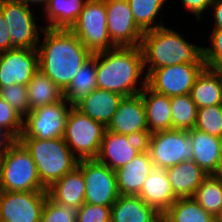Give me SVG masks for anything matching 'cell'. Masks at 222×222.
Listing matches in <instances>:
<instances>
[{
  "instance_id": "obj_32",
  "label": "cell",
  "mask_w": 222,
  "mask_h": 222,
  "mask_svg": "<svg viewBox=\"0 0 222 222\" xmlns=\"http://www.w3.org/2000/svg\"><path fill=\"white\" fill-rule=\"evenodd\" d=\"M166 1L167 0H127L135 22L143 32L164 26L163 20L157 22L156 18L158 17L157 15L160 14L159 12Z\"/></svg>"
},
{
  "instance_id": "obj_41",
  "label": "cell",
  "mask_w": 222,
  "mask_h": 222,
  "mask_svg": "<svg viewBox=\"0 0 222 222\" xmlns=\"http://www.w3.org/2000/svg\"><path fill=\"white\" fill-rule=\"evenodd\" d=\"M13 48L14 47L12 46L9 36L7 22L5 21V18L0 11V52L8 51Z\"/></svg>"
},
{
  "instance_id": "obj_28",
  "label": "cell",
  "mask_w": 222,
  "mask_h": 222,
  "mask_svg": "<svg viewBox=\"0 0 222 222\" xmlns=\"http://www.w3.org/2000/svg\"><path fill=\"white\" fill-rule=\"evenodd\" d=\"M30 110L56 103L63 98V91L40 69L27 83Z\"/></svg>"
},
{
  "instance_id": "obj_5",
  "label": "cell",
  "mask_w": 222,
  "mask_h": 222,
  "mask_svg": "<svg viewBox=\"0 0 222 222\" xmlns=\"http://www.w3.org/2000/svg\"><path fill=\"white\" fill-rule=\"evenodd\" d=\"M0 187L10 192L47 191L29 151L19 140L0 155Z\"/></svg>"
},
{
  "instance_id": "obj_20",
  "label": "cell",
  "mask_w": 222,
  "mask_h": 222,
  "mask_svg": "<svg viewBox=\"0 0 222 222\" xmlns=\"http://www.w3.org/2000/svg\"><path fill=\"white\" fill-rule=\"evenodd\" d=\"M111 222H162V214L138 195H120L111 206Z\"/></svg>"
},
{
  "instance_id": "obj_45",
  "label": "cell",
  "mask_w": 222,
  "mask_h": 222,
  "mask_svg": "<svg viewBox=\"0 0 222 222\" xmlns=\"http://www.w3.org/2000/svg\"><path fill=\"white\" fill-rule=\"evenodd\" d=\"M215 175H217V176H219V177L222 178V149H221V161H220V165H219V168H218L217 173H216Z\"/></svg>"
},
{
  "instance_id": "obj_16",
  "label": "cell",
  "mask_w": 222,
  "mask_h": 222,
  "mask_svg": "<svg viewBox=\"0 0 222 222\" xmlns=\"http://www.w3.org/2000/svg\"><path fill=\"white\" fill-rule=\"evenodd\" d=\"M38 69L37 49L13 48L0 52V88L27 85Z\"/></svg>"
},
{
  "instance_id": "obj_4",
  "label": "cell",
  "mask_w": 222,
  "mask_h": 222,
  "mask_svg": "<svg viewBox=\"0 0 222 222\" xmlns=\"http://www.w3.org/2000/svg\"><path fill=\"white\" fill-rule=\"evenodd\" d=\"M35 162L42 185L48 189L78 165L63 137L54 139L19 138Z\"/></svg>"
},
{
  "instance_id": "obj_44",
  "label": "cell",
  "mask_w": 222,
  "mask_h": 222,
  "mask_svg": "<svg viewBox=\"0 0 222 222\" xmlns=\"http://www.w3.org/2000/svg\"><path fill=\"white\" fill-rule=\"evenodd\" d=\"M18 2H22L23 4H25L26 6H29L30 4H34V5H37V4H42L43 5V8L44 9L47 4L49 3L50 0H16Z\"/></svg>"
},
{
  "instance_id": "obj_43",
  "label": "cell",
  "mask_w": 222,
  "mask_h": 222,
  "mask_svg": "<svg viewBox=\"0 0 222 222\" xmlns=\"http://www.w3.org/2000/svg\"><path fill=\"white\" fill-rule=\"evenodd\" d=\"M14 139L0 128V155L9 147Z\"/></svg>"
},
{
  "instance_id": "obj_7",
  "label": "cell",
  "mask_w": 222,
  "mask_h": 222,
  "mask_svg": "<svg viewBox=\"0 0 222 222\" xmlns=\"http://www.w3.org/2000/svg\"><path fill=\"white\" fill-rule=\"evenodd\" d=\"M106 17V0H87L70 28L92 54L116 47L109 38Z\"/></svg>"
},
{
  "instance_id": "obj_24",
  "label": "cell",
  "mask_w": 222,
  "mask_h": 222,
  "mask_svg": "<svg viewBox=\"0 0 222 222\" xmlns=\"http://www.w3.org/2000/svg\"><path fill=\"white\" fill-rule=\"evenodd\" d=\"M140 95L145 107L149 133L173 129L170 97L153 91L147 85Z\"/></svg>"
},
{
  "instance_id": "obj_39",
  "label": "cell",
  "mask_w": 222,
  "mask_h": 222,
  "mask_svg": "<svg viewBox=\"0 0 222 222\" xmlns=\"http://www.w3.org/2000/svg\"><path fill=\"white\" fill-rule=\"evenodd\" d=\"M76 222H111V206L84 203L78 210Z\"/></svg>"
},
{
  "instance_id": "obj_21",
  "label": "cell",
  "mask_w": 222,
  "mask_h": 222,
  "mask_svg": "<svg viewBox=\"0 0 222 222\" xmlns=\"http://www.w3.org/2000/svg\"><path fill=\"white\" fill-rule=\"evenodd\" d=\"M122 98L123 96L119 93L96 88L79 101L75 107L107 127Z\"/></svg>"
},
{
  "instance_id": "obj_12",
  "label": "cell",
  "mask_w": 222,
  "mask_h": 222,
  "mask_svg": "<svg viewBox=\"0 0 222 222\" xmlns=\"http://www.w3.org/2000/svg\"><path fill=\"white\" fill-rule=\"evenodd\" d=\"M85 182V203L112 206L120 196L116 173L96 159L79 160Z\"/></svg>"
},
{
  "instance_id": "obj_27",
  "label": "cell",
  "mask_w": 222,
  "mask_h": 222,
  "mask_svg": "<svg viewBox=\"0 0 222 222\" xmlns=\"http://www.w3.org/2000/svg\"><path fill=\"white\" fill-rule=\"evenodd\" d=\"M87 0H50L43 9L44 17L49 23L44 28L67 29L76 23Z\"/></svg>"
},
{
  "instance_id": "obj_35",
  "label": "cell",
  "mask_w": 222,
  "mask_h": 222,
  "mask_svg": "<svg viewBox=\"0 0 222 222\" xmlns=\"http://www.w3.org/2000/svg\"><path fill=\"white\" fill-rule=\"evenodd\" d=\"M78 207L60 205L46 197L40 222H76Z\"/></svg>"
},
{
  "instance_id": "obj_37",
  "label": "cell",
  "mask_w": 222,
  "mask_h": 222,
  "mask_svg": "<svg viewBox=\"0 0 222 222\" xmlns=\"http://www.w3.org/2000/svg\"><path fill=\"white\" fill-rule=\"evenodd\" d=\"M0 128L14 140L22 134L23 117L4 99L0 97Z\"/></svg>"
},
{
  "instance_id": "obj_19",
  "label": "cell",
  "mask_w": 222,
  "mask_h": 222,
  "mask_svg": "<svg viewBox=\"0 0 222 222\" xmlns=\"http://www.w3.org/2000/svg\"><path fill=\"white\" fill-rule=\"evenodd\" d=\"M138 196L161 214L178 199L172 190L166 169L155 167L143 182Z\"/></svg>"
},
{
  "instance_id": "obj_23",
  "label": "cell",
  "mask_w": 222,
  "mask_h": 222,
  "mask_svg": "<svg viewBox=\"0 0 222 222\" xmlns=\"http://www.w3.org/2000/svg\"><path fill=\"white\" fill-rule=\"evenodd\" d=\"M85 182L77 165L47 189L48 196L60 205L80 208L85 203Z\"/></svg>"
},
{
  "instance_id": "obj_30",
  "label": "cell",
  "mask_w": 222,
  "mask_h": 222,
  "mask_svg": "<svg viewBox=\"0 0 222 222\" xmlns=\"http://www.w3.org/2000/svg\"><path fill=\"white\" fill-rule=\"evenodd\" d=\"M162 222H215L193 197L178 198L163 214Z\"/></svg>"
},
{
  "instance_id": "obj_42",
  "label": "cell",
  "mask_w": 222,
  "mask_h": 222,
  "mask_svg": "<svg viewBox=\"0 0 222 222\" xmlns=\"http://www.w3.org/2000/svg\"><path fill=\"white\" fill-rule=\"evenodd\" d=\"M213 9L214 28H222V0H213L210 6Z\"/></svg>"
},
{
  "instance_id": "obj_46",
  "label": "cell",
  "mask_w": 222,
  "mask_h": 222,
  "mask_svg": "<svg viewBox=\"0 0 222 222\" xmlns=\"http://www.w3.org/2000/svg\"><path fill=\"white\" fill-rule=\"evenodd\" d=\"M215 222H222V208L219 210V212L216 214Z\"/></svg>"
},
{
  "instance_id": "obj_9",
  "label": "cell",
  "mask_w": 222,
  "mask_h": 222,
  "mask_svg": "<svg viewBox=\"0 0 222 222\" xmlns=\"http://www.w3.org/2000/svg\"><path fill=\"white\" fill-rule=\"evenodd\" d=\"M72 105L63 97L60 101L40 106L23 118L19 138L54 139L63 137Z\"/></svg>"
},
{
  "instance_id": "obj_6",
  "label": "cell",
  "mask_w": 222,
  "mask_h": 222,
  "mask_svg": "<svg viewBox=\"0 0 222 222\" xmlns=\"http://www.w3.org/2000/svg\"><path fill=\"white\" fill-rule=\"evenodd\" d=\"M105 130L106 127L102 123L72 106L63 139L78 160L96 159Z\"/></svg>"
},
{
  "instance_id": "obj_14",
  "label": "cell",
  "mask_w": 222,
  "mask_h": 222,
  "mask_svg": "<svg viewBox=\"0 0 222 222\" xmlns=\"http://www.w3.org/2000/svg\"><path fill=\"white\" fill-rule=\"evenodd\" d=\"M107 31L115 46H140L144 32L137 26L127 0H106Z\"/></svg>"
},
{
  "instance_id": "obj_11",
  "label": "cell",
  "mask_w": 222,
  "mask_h": 222,
  "mask_svg": "<svg viewBox=\"0 0 222 222\" xmlns=\"http://www.w3.org/2000/svg\"><path fill=\"white\" fill-rule=\"evenodd\" d=\"M0 11L7 22L12 46L37 49L42 40L38 32H42L44 26L37 25L30 7L16 0H0Z\"/></svg>"
},
{
  "instance_id": "obj_38",
  "label": "cell",
  "mask_w": 222,
  "mask_h": 222,
  "mask_svg": "<svg viewBox=\"0 0 222 222\" xmlns=\"http://www.w3.org/2000/svg\"><path fill=\"white\" fill-rule=\"evenodd\" d=\"M210 47L203 48V59L208 68H222V28H213L209 36Z\"/></svg>"
},
{
  "instance_id": "obj_18",
  "label": "cell",
  "mask_w": 222,
  "mask_h": 222,
  "mask_svg": "<svg viewBox=\"0 0 222 222\" xmlns=\"http://www.w3.org/2000/svg\"><path fill=\"white\" fill-rule=\"evenodd\" d=\"M153 168L150 154L144 148L130 162L115 170L119 194L138 195Z\"/></svg>"
},
{
  "instance_id": "obj_22",
  "label": "cell",
  "mask_w": 222,
  "mask_h": 222,
  "mask_svg": "<svg viewBox=\"0 0 222 222\" xmlns=\"http://www.w3.org/2000/svg\"><path fill=\"white\" fill-rule=\"evenodd\" d=\"M188 134L193 147L192 160L209 175L216 174L221 161L222 138L195 128Z\"/></svg>"
},
{
  "instance_id": "obj_34",
  "label": "cell",
  "mask_w": 222,
  "mask_h": 222,
  "mask_svg": "<svg viewBox=\"0 0 222 222\" xmlns=\"http://www.w3.org/2000/svg\"><path fill=\"white\" fill-rule=\"evenodd\" d=\"M194 128L222 138V104L198 108Z\"/></svg>"
},
{
  "instance_id": "obj_2",
  "label": "cell",
  "mask_w": 222,
  "mask_h": 222,
  "mask_svg": "<svg viewBox=\"0 0 222 222\" xmlns=\"http://www.w3.org/2000/svg\"><path fill=\"white\" fill-rule=\"evenodd\" d=\"M144 71L143 52L140 46H116L96 53L97 88L113 91L122 96L139 94L147 85V75L142 76ZM138 84L142 86L139 88Z\"/></svg>"
},
{
  "instance_id": "obj_26",
  "label": "cell",
  "mask_w": 222,
  "mask_h": 222,
  "mask_svg": "<svg viewBox=\"0 0 222 222\" xmlns=\"http://www.w3.org/2000/svg\"><path fill=\"white\" fill-rule=\"evenodd\" d=\"M190 96L197 108L222 104V70L205 67L195 79Z\"/></svg>"
},
{
  "instance_id": "obj_29",
  "label": "cell",
  "mask_w": 222,
  "mask_h": 222,
  "mask_svg": "<svg viewBox=\"0 0 222 222\" xmlns=\"http://www.w3.org/2000/svg\"><path fill=\"white\" fill-rule=\"evenodd\" d=\"M96 88V53H94L75 73L72 82L63 92V97L70 105L75 106Z\"/></svg>"
},
{
  "instance_id": "obj_3",
  "label": "cell",
  "mask_w": 222,
  "mask_h": 222,
  "mask_svg": "<svg viewBox=\"0 0 222 222\" xmlns=\"http://www.w3.org/2000/svg\"><path fill=\"white\" fill-rule=\"evenodd\" d=\"M177 32L165 25L144 32L140 47L146 69L182 63H205L202 46L188 42Z\"/></svg>"
},
{
  "instance_id": "obj_8",
  "label": "cell",
  "mask_w": 222,
  "mask_h": 222,
  "mask_svg": "<svg viewBox=\"0 0 222 222\" xmlns=\"http://www.w3.org/2000/svg\"><path fill=\"white\" fill-rule=\"evenodd\" d=\"M155 168L166 169L183 161H191L193 147L188 131L165 130L149 134L145 140Z\"/></svg>"
},
{
  "instance_id": "obj_1",
  "label": "cell",
  "mask_w": 222,
  "mask_h": 222,
  "mask_svg": "<svg viewBox=\"0 0 222 222\" xmlns=\"http://www.w3.org/2000/svg\"><path fill=\"white\" fill-rule=\"evenodd\" d=\"M44 40L37 47L38 67L63 92L75 73L93 54L67 29H43Z\"/></svg>"
},
{
  "instance_id": "obj_40",
  "label": "cell",
  "mask_w": 222,
  "mask_h": 222,
  "mask_svg": "<svg viewBox=\"0 0 222 222\" xmlns=\"http://www.w3.org/2000/svg\"><path fill=\"white\" fill-rule=\"evenodd\" d=\"M182 5L185 9H188L199 21L201 18V14L206 11V9H210L213 0H181Z\"/></svg>"
},
{
  "instance_id": "obj_33",
  "label": "cell",
  "mask_w": 222,
  "mask_h": 222,
  "mask_svg": "<svg viewBox=\"0 0 222 222\" xmlns=\"http://www.w3.org/2000/svg\"><path fill=\"white\" fill-rule=\"evenodd\" d=\"M173 129L192 130L197 120V105L190 94L170 97Z\"/></svg>"
},
{
  "instance_id": "obj_10",
  "label": "cell",
  "mask_w": 222,
  "mask_h": 222,
  "mask_svg": "<svg viewBox=\"0 0 222 222\" xmlns=\"http://www.w3.org/2000/svg\"><path fill=\"white\" fill-rule=\"evenodd\" d=\"M206 67L205 63H182L163 68L145 69L147 86L169 97L190 94L195 79Z\"/></svg>"
},
{
  "instance_id": "obj_15",
  "label": "cell",
  "mask_w": 222,
  "mask_h": 222,
  "mask_svg": "<svg viewBox=\"0 0 222 222\" xmlns=\"http://www.w3.org/2000/svg\"><path fill=\"white\" fill-rule=\"evenodd\" d=\"M106 130L146 140L149 128L142 96H123Z\"/></svg>"
},
{
  "instance_id": "obj_36",
  "label": "cell",
  "mask_w": 222,
  "mask_h": 222,
  "mask_svg": "<svg viewBox=\"0 0 222 222\" xmlns=\"http://www.w3.org/2000/svg\"><path fill=\"white\" fill-rule=\"evenodd\" d=\"M0 97L8 102L23 118L31 111L27 85L12 84L0 88Z\"/></svg>"
},
{
  "instance_id": "obj_25",
  "label": "cell",
  "mask_w": 222,
  "mask_h": 222,
  "mask_svg": "<svg viewBox=\"0 0 222 222\" xmlns=\"http://www.w3.org/2000/svg\"><path fill=\"white\" fill-rule=\"evenodd\" d=\"M166 173L177 198L193 197L196 189L209 175L193 160L166 168Z\"/></svg>"
},
{
  "instance_id": "obj_13",
  "label": "cell",
  "mask_w": 222,
  "mask_h": 222,
  "mask_svg": "<svg viewBox=\"0 0 222 222\" xmlns=\"http://www.w3.org/2000/svg\"><path fill=\"white\" fill-rule=\"evenodd\" d=\"M47 191L0 194V222H40Z\"/></svg>"
},
{
  "instance_id": "obj_31",
  "label": "cell",
  "mask_w": 222,
  "mask_h": 222,
  "mask_svg": "<svg viewBox=\"0 0 222 222\" xmlns=\"http://www.w3.org/2000/svg\"><path fill=\"white\" fill-rule=\"evenodd\" d=\"M193 198L215 217L222 208V178L215 174L208 175L196 189Z\"/></svg>"
},
{
  "instance_id": "obj_17",
  "label": "cell",
  "mask_w": 222,
  "mask_h": 222,
  "mask_svg": "<svg viewBox=\"0 0 222 222\" xmlns=\"http://www.w3.org/2000/svg\"><path fill=\"white\" fill-rule=\"evenodd\" d=\"M145 148V141L129 135L105 130L96 160L117 170L130 162Z\"/></svg>"
}]
</instances>
